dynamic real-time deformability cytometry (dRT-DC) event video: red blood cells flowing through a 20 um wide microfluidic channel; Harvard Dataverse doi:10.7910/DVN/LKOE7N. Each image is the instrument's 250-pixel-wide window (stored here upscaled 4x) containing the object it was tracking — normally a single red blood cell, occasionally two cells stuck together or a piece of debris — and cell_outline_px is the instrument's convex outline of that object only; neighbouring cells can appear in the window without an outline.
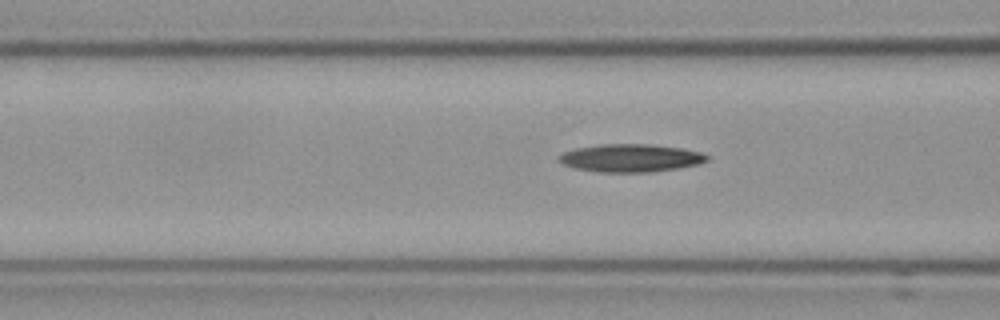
{"species": "Egyptian fruit bat (a non-hibernating species)", "species_latin": "Rousettus aegyptiacus", "temperature_condition": "cold", "stored_images_in_passage": 8, "camera_frame_rate_fps": 3000, "um_per_image_px": 0.085, "frame": {"image": 1, "passage_image": 6, "time_ms": 1.667, "image_size_px": [1000, 320], "cell_outline_px": [[708, 160], [696, 164], [676, 168], [652, 172], [600, 172], [576, 168], [564, 164], [556, 160], [556, 156], [564, 152], [576, 148], [596, 144], [652, 144], [684, 148], [700, 152], [708, 156]], "centroid_in_image_um": [53.56, 13.42], "position_along_channel_um": 113.0, "area_um2": 24.1}}